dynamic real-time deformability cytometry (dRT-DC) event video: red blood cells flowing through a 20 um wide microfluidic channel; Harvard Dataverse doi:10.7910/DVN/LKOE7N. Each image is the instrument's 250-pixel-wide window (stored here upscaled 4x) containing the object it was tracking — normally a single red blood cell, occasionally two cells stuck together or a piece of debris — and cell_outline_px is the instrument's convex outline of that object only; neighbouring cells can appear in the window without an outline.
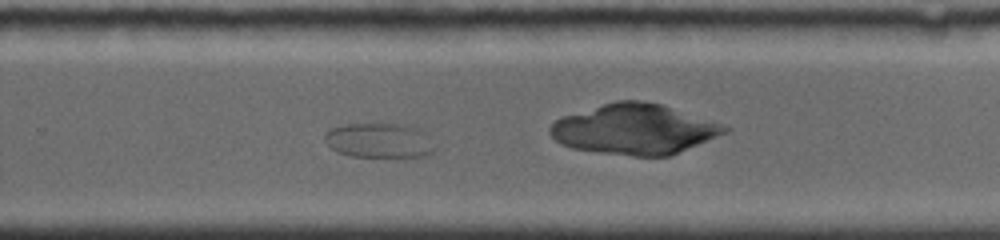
{"species": "common noctule bat (a hibernating species)", "species_latin": "Nyctalus noctula", "temperature_condition": "room temperature", "stored_images_in_passage": 9, "camera_frame_rate_fps": 4000, "um_per_image_px": 0.085, "animal": {"sex": "female", "body_mass_g": 19.0, "forearm_length_mm": 56.7}, "frame": {"image": 1, "passage_image": 9, "time_ms": 2.0, "image_size_px": [1000, 240], "cell_outline_px": [[436, 148], [432, 152], [424, 156], [352, 156], [336, 152], [324, 140], [324, 136], [332, 128], [348, 124], [376, 120], [408, 124], [420, 128], [428, 132]], "centroid_in_image_um": [32.3, 11.87], "position_along_channel_um": 297.5, "area_um2": 23.24}}